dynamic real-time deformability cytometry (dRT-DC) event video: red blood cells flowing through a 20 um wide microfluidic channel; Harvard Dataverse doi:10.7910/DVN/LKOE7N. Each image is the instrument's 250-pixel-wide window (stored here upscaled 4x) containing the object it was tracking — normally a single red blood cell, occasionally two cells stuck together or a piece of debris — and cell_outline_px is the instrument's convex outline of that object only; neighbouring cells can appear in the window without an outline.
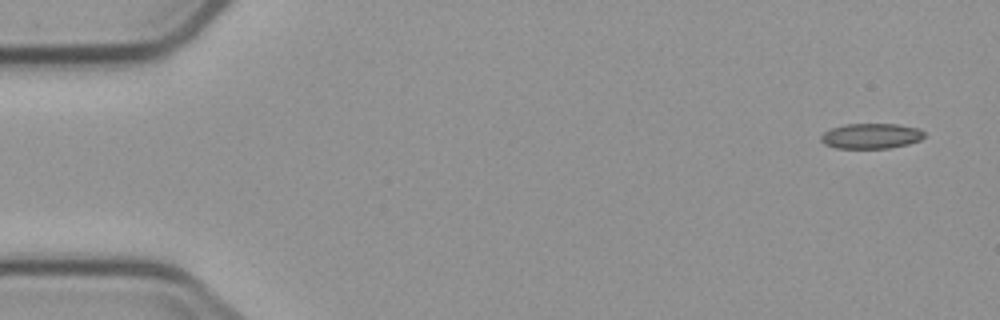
{"species": "common noctule bat (a hibernating species)", "species_latin": "Nyctalus noctula", "temperature_condition": "cold", "stored_images_in_passage": 7, "camera_frame_rate_fps": 3000, "um_per_image_px": 0.085, "animal": {"sex": "male", "body_mass_g": 23.1, "forearm_length_mm": 52.7}, "frame": {"image": 1, "passage_image": 1, "time_ms": 0.0, "image_size_px": [1000, 320], "cell_outline_px": [[924, 136], [920, 140], [908, 144], [888, 148], [836, 148], [824, 144], [820, 140], [820, 136], [824, 132], [832, 128], [848, 124], [896, 124], [920, 128], [924, 132]], "centroid_in_image_um": [74.04, 11.56], "position_along_channel_um": 11.0, "area_um2": 15.2}}
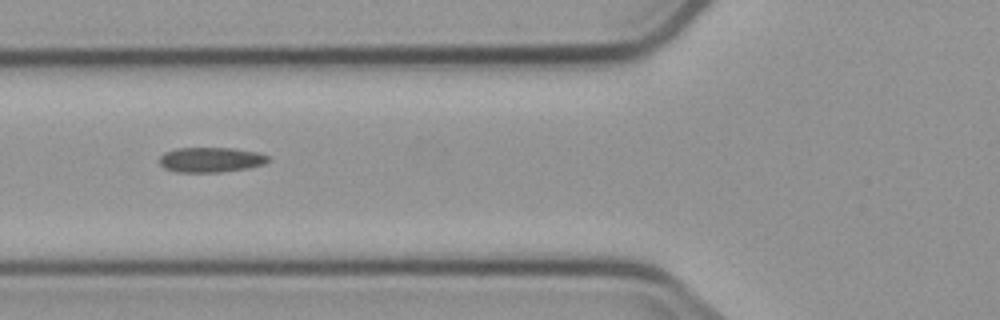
{"frame": {"image": 2, "passage_image": 5, "time_ms": 6.0, "image_size_px": [1000, 320], "cell_outline_px": [[272, 160], [264, 164], [244, 168], [220, 172], [176, 172], [164, 168], [160, 164], [160, 156], [164, 152], [176, 148], [232, 148], [256, 152], [268, 156]], "centroid_in_image_um": [17.89, 13.57], "position_along_channel_um": 107.9, "area_um2": 15.78}}
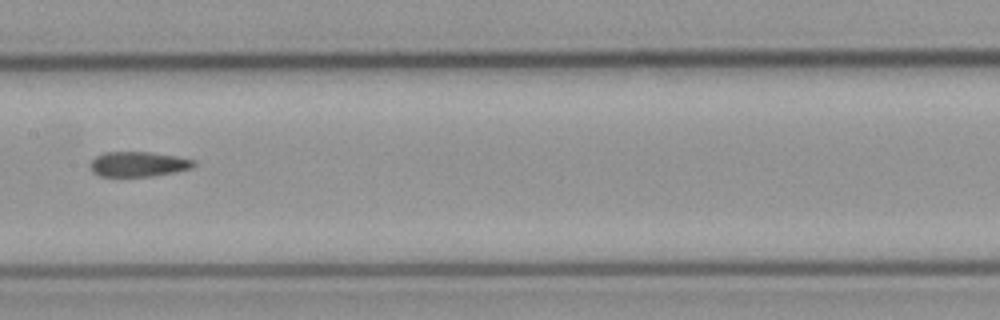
{"frame": {"image": 3, "passage_image": 7, "time_ms": 8.333, "image_size_px": [1000, 320], "cell_outline_px": [[196, 164], [192, 168], [176, 172], [152, 176], [100, 176], [92, 172], [88, 168], [88, 164], [96, 156], [104, 152], [148, 152], [176, 156], [196, 160]], "centroid_in_image_um": [11.74, 13.95], "position_along_channel_um": 195.7, "area_um2": 15.26}}